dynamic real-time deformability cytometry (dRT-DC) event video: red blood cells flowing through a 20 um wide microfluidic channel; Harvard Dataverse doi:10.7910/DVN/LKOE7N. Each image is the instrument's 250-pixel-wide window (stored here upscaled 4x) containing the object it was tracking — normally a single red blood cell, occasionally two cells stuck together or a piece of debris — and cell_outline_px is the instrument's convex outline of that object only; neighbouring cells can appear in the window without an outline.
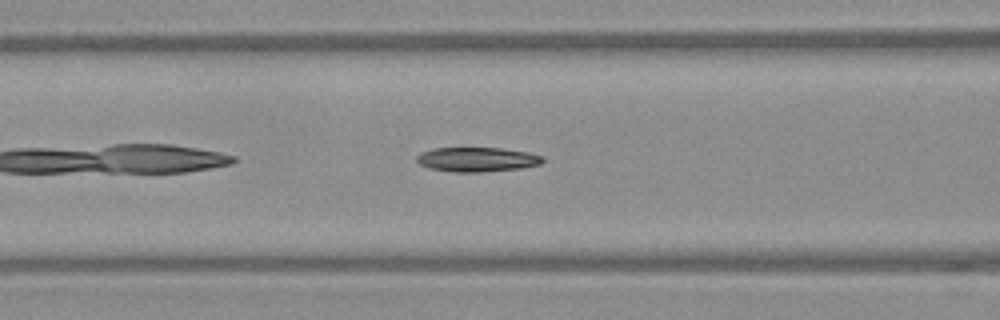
{"species": "Egyptian fruit bat (a non-hibernating species)", "species_latin": "Rousettus aegyptiacus", "temperature_condition": "warm", "stored_images_in_passage": 38, "camera_frame_rate_fps": 3000, "um_per_image_px": 0.085, "frame": {"image": 1, "passage_image": 7, "time_ms": 2.0, "image_size_px": [1000, 320], "cell_outline_px": [[544, 160], [540, 164], [520, 168], [480, 172], [452, 172], [428, 168], [420, 164], [416, 160], [416, 156], [420, 152], [432, 148], [500, 148], [528, 152], [544, 156]], "centroid_in_image_um": [40.52, 13.55], "position_along_channel_um": 126.1, "area_um2": 18.03}}
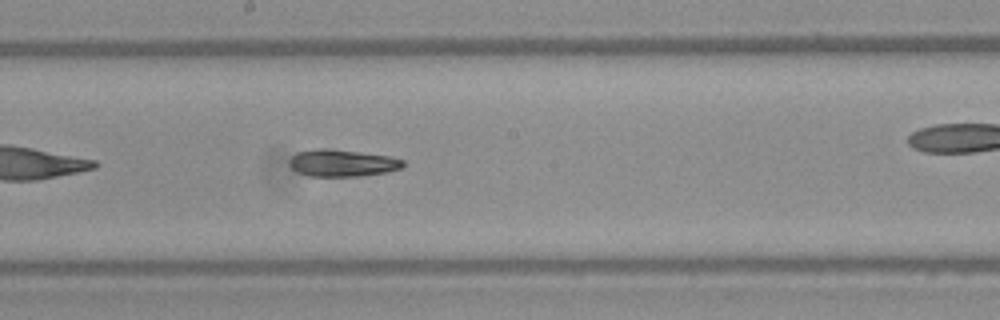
{"frame": {"image": 2, "passage_image": 14, "time_ms": 4.333, "image_size_px": [1000, 320], "cell_outline_px": [[404, 168], [388, 172], [360, 176], [308, 176], [296, 172], [288, 164], [288, 160], [296, 152], [316, 148], [332, 148], [388, 156], [404, 160]], "centroid_in_image_um": [29.07, 13.85], "position_along_channel_um": 219.1, "area_um2": 18.21}}
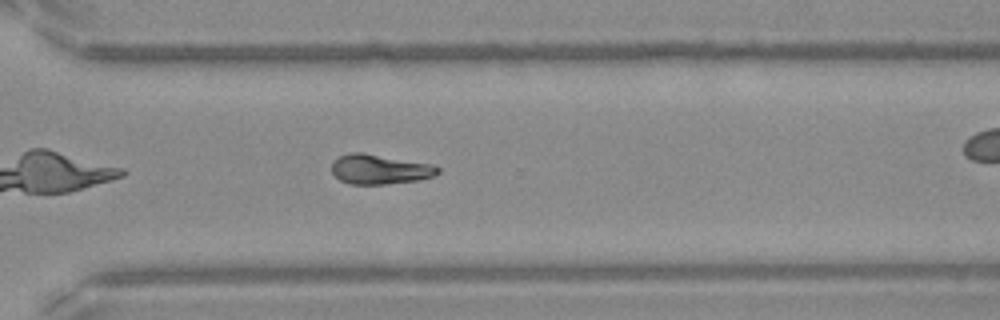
{"frame": {"image": 3, "passage_image": 23, "time_ms": 7.333, "image_size_px": [1000, 320], "cell_outline_px": [[440, 172], [432, 176], [420, 180], [384, 184], [348, 184], [340, 180], [332, 172], [332, 160], [340, 156], [352, 152], [360, 152], [432, 164], [440, 168]], "centroid_in_image_um": [32.26, 14.39], "position_along_channel_um": 338.3, "area_um2": 18.32}, "authors_computed_cell_mechanics": {"area_um2": 18.0336, "velocity_mm_per_s": 3.9853, "shape_relaxation_time_tau1_ms": 5.3401, "shape_relaxation_time_tau2_ms": null, "deformation_change_tau1": 0.1689, "deformation_change_tau2": null}}